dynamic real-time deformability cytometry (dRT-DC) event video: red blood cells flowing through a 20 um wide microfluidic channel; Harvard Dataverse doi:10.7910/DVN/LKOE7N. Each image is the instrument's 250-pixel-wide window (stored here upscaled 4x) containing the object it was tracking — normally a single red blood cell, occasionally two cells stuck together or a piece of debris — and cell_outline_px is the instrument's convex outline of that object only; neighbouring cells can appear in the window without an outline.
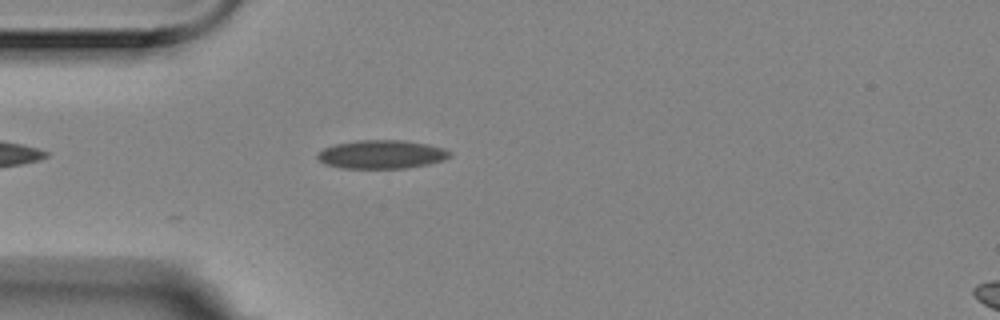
{"species": "Egyptian fruit bat (a non-hibernating species)", "species_latin": "Rousettus aegyptiacus", "temperature_condition": "room temperature", "stored_images_in_passage": 4, "camera_frame_rate_fps": 3000, "um_per_image_px": 0.085, "animal": {"sex": "female"}, "frame": {"image": 1, "passage_image": 1, "time_ms": 0.0, "image_size_px": [1000, 320], "cell_outline_px": [[452, 156], [444, 160], [428, 164], [404, 168], [340, 168], [324, 164], [316, 156], [316, 152], [324, 148], [336, 144], [360, 140], [404, 140], [428, 144], [452, 152]], "centroid_in_image_um": [32.42, 13.12], "position_along_channel_um": 52.6, "area_um2": 22.02}}